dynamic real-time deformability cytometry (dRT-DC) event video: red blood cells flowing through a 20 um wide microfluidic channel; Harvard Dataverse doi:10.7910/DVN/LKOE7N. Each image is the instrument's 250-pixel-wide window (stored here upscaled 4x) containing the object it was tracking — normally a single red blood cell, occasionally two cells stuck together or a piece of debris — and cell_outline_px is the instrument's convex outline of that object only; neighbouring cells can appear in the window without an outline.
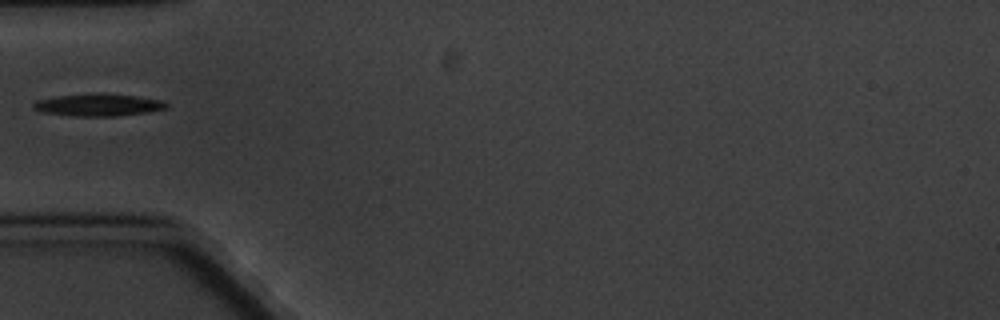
{"species": "common noctule bat (a hibernating species)", "species_latin": "Nyctalus noctula", "temperature_condition": "cold", "stored_images_in_passage": 4, "camera_frame_rate_fps": 3000, "um_per_image_px": 0.085, "animal": {"sex": "male", "body_mass_g": 20.1, "forearm_length_mm": 53.5}, "frame": {"image": 1, "passage_image": 4, "time_ms": 3.333, "image_size_px": [1000, 320], "cell_outline_px": [[168, 108], [148, 112], [116, 116], [76, 116], [44, 112], [32, 108], [32, 104], [36, 100], [56, 96], [100, 92], [136, 96], [164, 100], [168, 104]], "centroid_in_image_um": [8.39, 8.9], "position_along_channel_um": 76.6, "area_um2": 17.46}}